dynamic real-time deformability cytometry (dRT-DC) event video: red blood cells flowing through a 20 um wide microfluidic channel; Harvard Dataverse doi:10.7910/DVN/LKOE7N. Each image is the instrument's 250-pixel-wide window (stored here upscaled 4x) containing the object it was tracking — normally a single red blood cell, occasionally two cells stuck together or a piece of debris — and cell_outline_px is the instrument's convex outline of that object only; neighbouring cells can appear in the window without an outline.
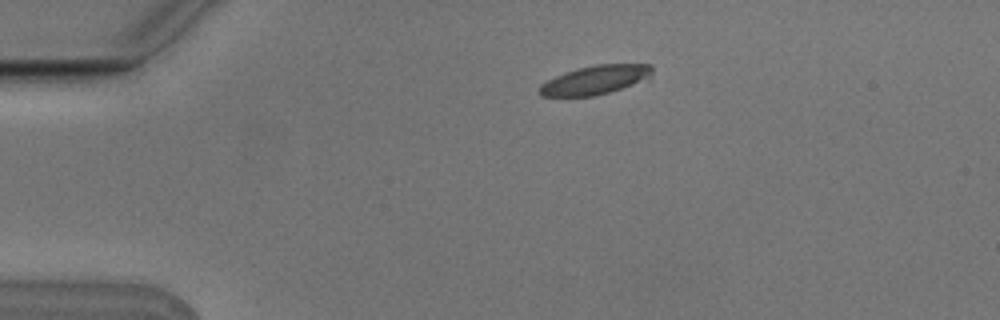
{"species": "Egyptian fruit bat (a non-hibernating species)", "species_latin": "Rousettus aegyptiacus", "temperature_condition": "cold", "stored_images_in_passage": 8, "camera_frame_rate_fps": 3000, "um_per_image_px": 0.085, "animal": {"sex": "male"}, "frame": {"image": 1, "passage_image": 2, "time_ms": 0.333, "image_size_px": [1000, 320], "cell_outline_px": [[652, 72], [648, 76], [632, 84], [608, 92], [592, 96], [540, 96], [540, 84], [564, 72], [576, 68], [596, 64], [652, 64]], "centroid_in_image_um": [50.54, 6.77], "position_along_channel_um": 34.5, "area_um2": 18.55}}
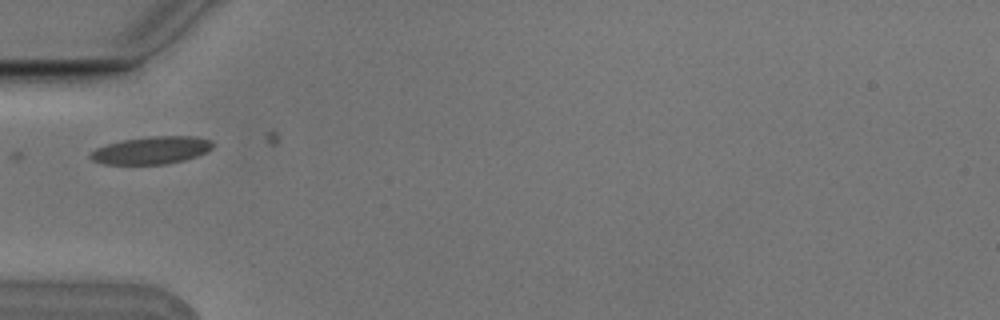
{"frame": {"image": 2, "passage_image": 4, "time_ms": 1.0, "image_size_px": [1000, 320], "cell_outline_px": [[216, 144], [212, 148], [196, 156], [184, 160], [164, 164], [104, 164], [92, 160], [88, 156], [96, 148], [108, 144], [124, 140], [148, 136], [196, 136], [212, 140]], "centroid_in_image_um": [12.9, 12.76], "position_along_channel_um": 72.1, "area_um2": 19.59}}